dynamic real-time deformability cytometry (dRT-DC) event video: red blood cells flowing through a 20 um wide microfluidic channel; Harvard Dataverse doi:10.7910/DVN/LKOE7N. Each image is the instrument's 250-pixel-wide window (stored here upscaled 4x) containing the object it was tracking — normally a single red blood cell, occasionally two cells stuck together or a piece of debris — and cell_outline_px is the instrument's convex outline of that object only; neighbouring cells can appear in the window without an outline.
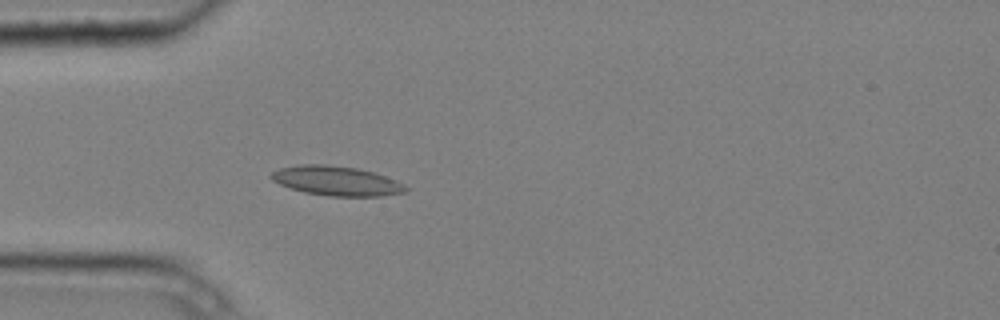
{"species": "common noctule bat (a hibernating species)", "species_latin": "Nyctalus noctula", "temperature_condition": "cold", "stored_images_in_passage": 3, "camera_frame_rate_fps": 3000, "um_per_image_px": 0.085, "animal": {"sex": "male", "body_mass_g": 20.4}, "frame": {"image": 1, "passage_image": 3, "time_ms": 0.667, "image_size_px": [1000, 320], "cell_outline_px": [[408, 188], [404, 192], [380, 196], [328, 196], [304, 192], [280, 184], [272, 180], [268, 176], [272, 172], [280, 168], [304, 164], [324, 164], [356, 168], [372, 172], [396, 180], [404, 184]], "centroid_in_image_um": [28.58, 15.37], "position_along_channel_um": 56.4, "area_um2": 22.89}}